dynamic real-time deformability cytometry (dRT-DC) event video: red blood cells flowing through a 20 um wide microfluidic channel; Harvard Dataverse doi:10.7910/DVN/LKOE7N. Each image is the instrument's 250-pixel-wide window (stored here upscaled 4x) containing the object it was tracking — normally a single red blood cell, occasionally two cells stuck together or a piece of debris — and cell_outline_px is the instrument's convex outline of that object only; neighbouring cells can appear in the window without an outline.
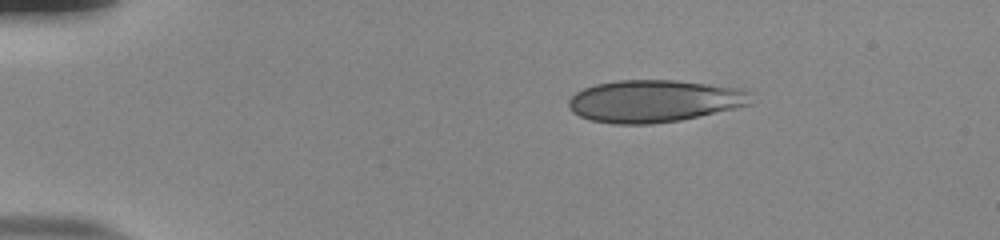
{"species": "human", "species_latin": "Homo sapiens", "temperature_condition": "room temperature", "stored_images_in_passage": 25, "camera_frame_rate_fps": 3000, "um_per_image_px": 0.085, "donor": {"sex": "male"}, "frame": {"image": 1, "passage_image": 1, "time_ms": 0.0, "image_size_px": [1000, 240], "cell_outline_px": [[752, 104], [680, 120], [648, 124], [616, 124], [592, 120], [580, 116], [572, 112], [568, 104], [568, 100], [576, 92], [584, 88], [596, 84], [620, 80], [676, 80], [708, 84], [736, 88], [744, 92]], "centroid_in_image_um": [55.52, 8.59], "position_along_channel_um": 29.5, "area_um2": 44.22}}
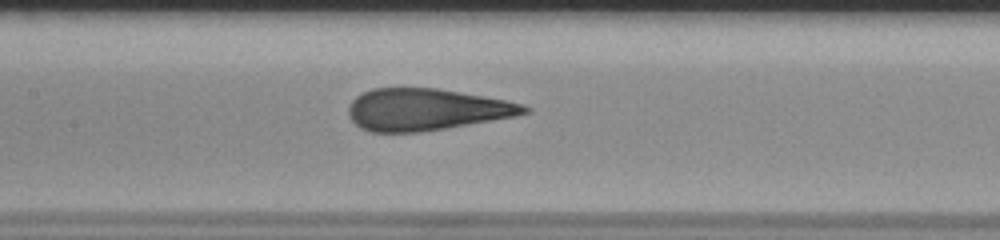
{"frame": {"image": 2, "passage_image": 18, "time_ms": 5.667, "image_size_px": [1000, 240], "cell_outline_px": [[532, 108], [528, 112], [516, 116], [420, 132], [372, 132], [360, 128], [348, 116], [348, 108], [352, 100], [356, 96], [372, 88], [436, 88], [484, 96], [524, 104]], "centroid_in_image_um": [36.21, 9.31], "position_along_channel_um": 171.2, "area_um2": 42.6}}
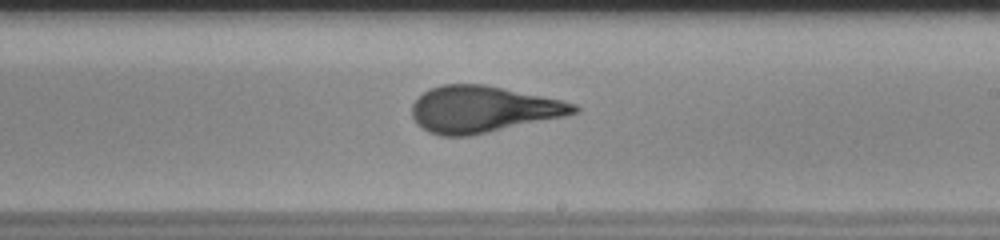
{"frame": {"image": 3, "passage_image": 24, "time_ms": 7.667, "image_size_px": [1000, 240], "cell_outline_px": [[580, 112], [564, 116], [468, 136], [440, 136], [428, 132], [412, 116], [412, 104], [428, 88], [440, 84], [484, 84], [560, 100], [576, 104], [580, 108]], "centroid_in_image_um": [41.03, 9.28], "position_along_channel_um": 248.0, "area_um2": 43.41}}